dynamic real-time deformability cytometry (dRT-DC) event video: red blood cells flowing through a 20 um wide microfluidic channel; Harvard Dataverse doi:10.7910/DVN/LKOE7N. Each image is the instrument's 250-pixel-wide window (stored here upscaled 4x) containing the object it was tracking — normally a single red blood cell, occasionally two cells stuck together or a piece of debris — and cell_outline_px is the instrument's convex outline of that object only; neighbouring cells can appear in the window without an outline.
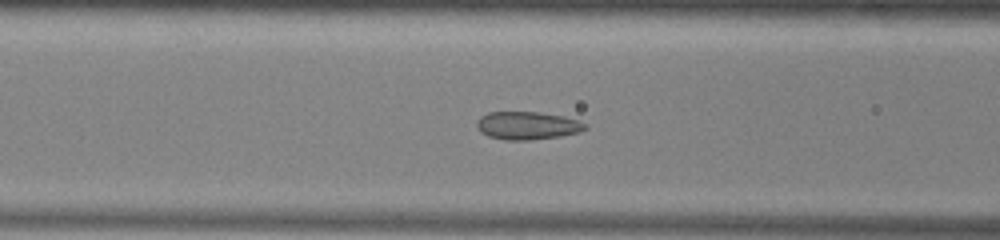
{"species": "common noctule bat (a hibernating species)", "species_latin": "Nyctalus noctula", "temperature_condition": "warm", "stored_images_in_passage": 51, "camera_frame_rate_fps": 3000, "um_per_image_px": 0.085, "animal": {"sex": "male", "body_mass_g": 13.0, "forearm_length_mm": 53.1}, "frame": {"image": 1, "passage_image": 20, "time_ms": 6.333, "image_size_px": [1000, 240], "cell_outline_px": [[588, 128], [580, 132], [560, 136], [528, 140], [504, 140], [488, 136], [480, 132], [476, 124], [476, 120], [480, 116], [488, 112], [540, 112], [564, 116], [588, 124]], "centroid_in_image_um": [44.82, 10.67], "position_along_channel_um": 121.8, "area_um2": 17.8}}
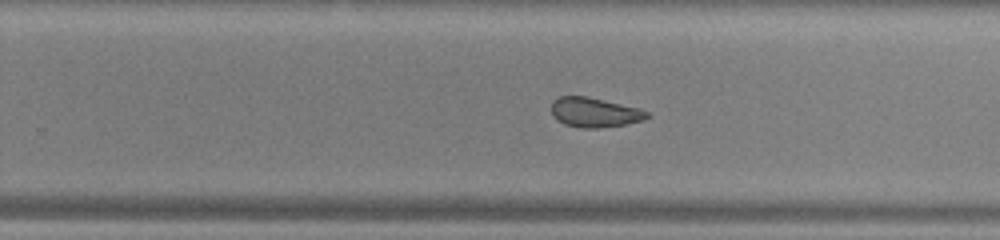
{"frame": {"image": 2, "passage_image": 32, "time_ms": 10.333, "image_size_px": [1000, 240], "cell_outline_px": [[652, 116], [644, 120], [624, 124], [596, 128], [580, 128], [564, 124], [556, 120], [552, 116], [552, 100], [560, 96], [588, 96], [640, 108], [648, 112]], "centroid_in_image_um": [50.54, 9.55], "position_along_channel_um": 279.3, "area_um2": 16.7}}
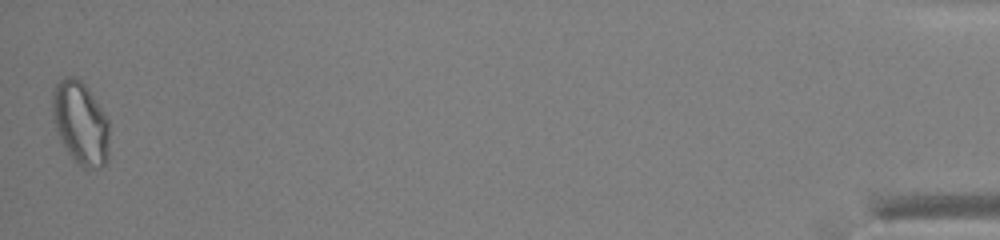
{"frame": {"image": 3, "passage_image": 51, "time_ms": 16.667, "image_size_px": [1000, 240], "cell_outline_px": [[108, 160], [100, 168], [88, 172], [68, 152], [60, 140], [56, 128], [52, 112], [52, 96], [56, 84], [64, 76], [72, 76], [80, 80], [84, 84], [104, 112], [108, 120]], "centroid_in_image_um": [6.85, 10.48], "position_along_channel_um": 428.4, "area_um2": 27.4}, "authors_computed_cell_mechanics": {"area_um2": 19.652, "velocity_mm_per_s": 3.9496, "shape_relaxation_time_tau1_ms": null, "shape_relaxation_time_tau2_ms": 1.7816, "deformation_change_tau1": null, "deformation_change_tau2": 0.0629}}